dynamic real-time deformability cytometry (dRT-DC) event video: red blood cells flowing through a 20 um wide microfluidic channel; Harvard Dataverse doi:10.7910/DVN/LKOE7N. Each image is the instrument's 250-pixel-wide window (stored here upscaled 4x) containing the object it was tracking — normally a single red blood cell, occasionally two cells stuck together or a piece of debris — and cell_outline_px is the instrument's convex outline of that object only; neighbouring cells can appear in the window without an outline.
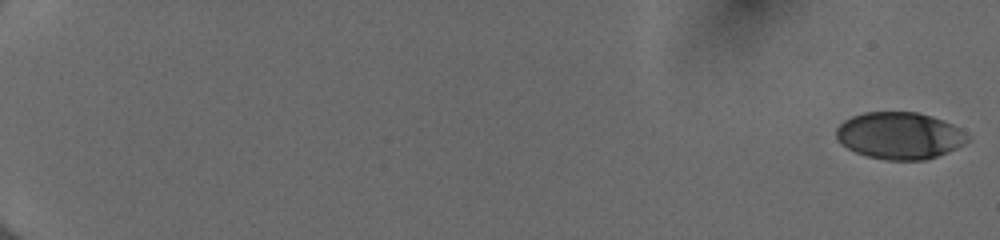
{"species": "human", "species_latin": "Homo sapiens", "temperature_condition": "cold", "stored_images_in_passage": 54, "camera_frame_rate_fps": 3000, "um_per_image_px": 0.085, "donor": {"sex": "female"}, "frame": {"image": 1, "passage_image": 1, "time_ms": 0.0, "image_size_px": [1000, 240], "cell_outline_px": [[968, 140], [964, 144], [948, 152], [924, 160], [888, 160], [868, 156], [856, 152], [840, 144], [836, 136], [836, 128], [844, 120], [852, 116], [864, 112], [916, 112], [932, 116], [952, 124], [960, 128], [968, 136]], "centroid_in_image_um": [76.45, 11.52], "position_along_channel_um": 8.6, "area_um2": 35.84}}
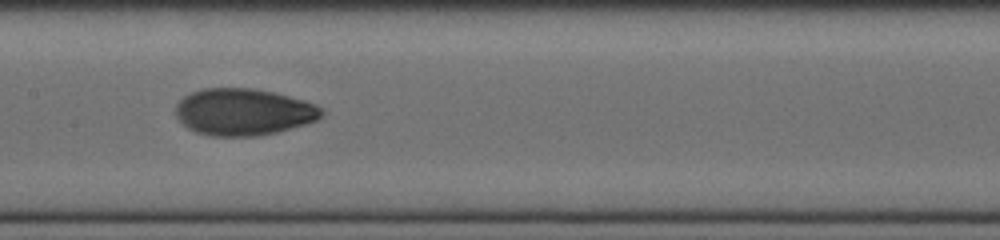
{"frame": {"image": 2, "passage_image": 31, "time_ms": 10.0, "image_size_px": [1000, 240], "cell_outline_px": [[324, 116], [316, 120], [304, 124], [276, 132], [256, 136], [212, 136], [196, 132], [188, 128], [176, 116], [176, 104], [184, 96], [192, 92], [204, 88], [252, 88], [272, 92], [304, 100], [316, 104], [324, 112]], "centroid_in_image_um": [20.69, 9.51], "position_along_channel_um": 186.7, "area_um2": 39.65}}
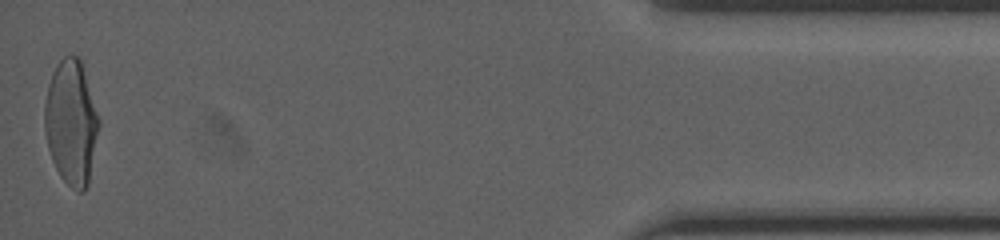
{"frame": {"image": 3, "passage_image": 54, "time_ms": 17.667, "image_size_px": [1000, 240], "cell_outline_px": [[100, 124], [88, 184], [84, 192], [76, 192], [60, 176], [52, 160], [48, 148], [44, 132], [44, 104], [48, 84], [52, 72], [56, 64], [64, 56], [76, 56], [80, 60], [100, 120]], "centroid_in_image_um": [6.04, 10.43], "position_along_channel_um": 429.2, "area_um2": 39.42}, "authors_computed_cell_mechanics": {"area_um2": 37.859, "velocity_mm_per_s": 4.0341, "shape_relaxation_time_tau1_ms": 4.1371, "shape_relaxation_time_tau2_ms": 1.4876, "deformation_change_tau1": 0.1754, "deformation_change_tau2": 0.0537}}